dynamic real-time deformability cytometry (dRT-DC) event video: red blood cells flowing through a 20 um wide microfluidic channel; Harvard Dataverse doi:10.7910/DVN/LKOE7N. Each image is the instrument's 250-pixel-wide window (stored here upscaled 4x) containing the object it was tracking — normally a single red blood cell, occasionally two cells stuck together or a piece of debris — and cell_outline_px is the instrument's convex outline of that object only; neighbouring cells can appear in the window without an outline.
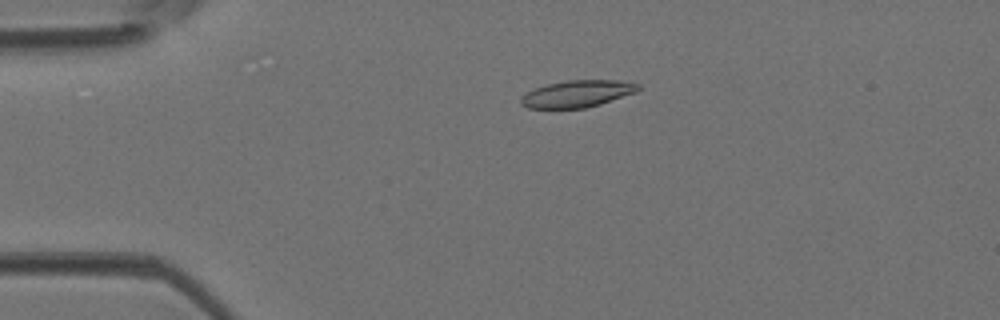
{"species": "Egyptian fruit bat (a non-hibernating species)", "species_latin": "Rousettus aegyptiacus", "temperature_condition": "room temperature", "stored_images_in_passage": 37, "camera_frame_rate_fps": 3000, "um_per_image_px": 0.085, "animal": {"sex": "female"}, "frame": {"image": 1, "passage_image": 4, "time_ms": 1.0, "image_size_px": [1000, 320], "cell_outline_px": [[640, 88], [636, 92], [600, 104], [584, 108], [528, 108], [520, 104], [520, 100], [528, 92], [536, 88], [548, 84], [568, 80], [616, 80], [640, 84]], "centroid_in_image_um": [49.09, 7.97], "position_along_channel_um": 35.9, "area_um2": 18.15}}
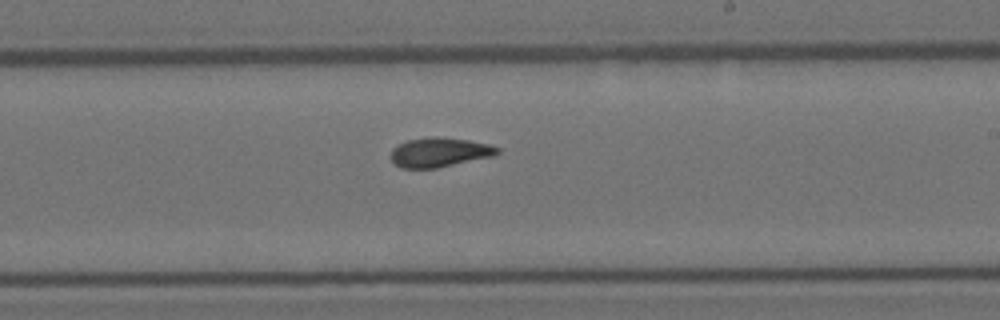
{"frame": {"image": 2, "passage_image": 21, "time_ms": 6.667, "image_size_px": [1000, 320], "cell_outline_px": [[500, 152], [492, 156], [436, 168], [400, 168], [392, 160], [392, 148], [396, 144], [408, 140], [432, 136], [468, 140], [488, 144], [500, 148]], "centroid_in_image_um": [37.34, 12.94], "position_along_channel_um": 251.7, "area_um2": 18.09}}
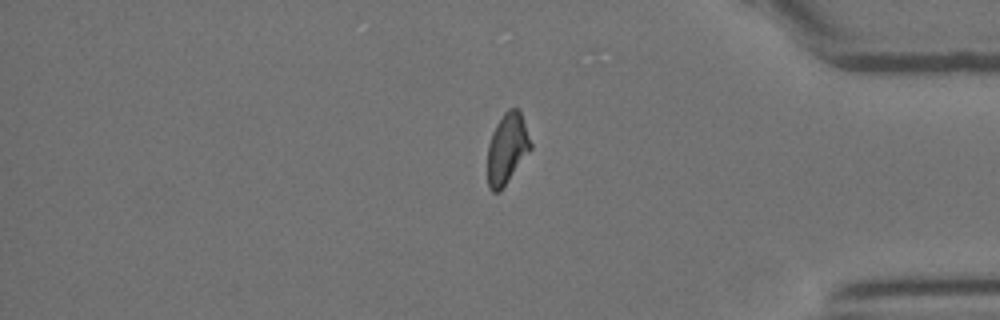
{"frame": {"image": 3, "passage_image": 32, "time_ms": 10.333, "image_size_px": [1000, 320], "cell_outline_px": [[532, 148], [500, 192], [492, 192], [488, 188], [488, 144], [492, 132], [496, 124], [504, 112], [508, 108], [520, 108], [532, 144]], "centroid_in_image_um": [43.11, 12.61], "position_along_channel_um": 392.1, "area_um2": 17.92}}